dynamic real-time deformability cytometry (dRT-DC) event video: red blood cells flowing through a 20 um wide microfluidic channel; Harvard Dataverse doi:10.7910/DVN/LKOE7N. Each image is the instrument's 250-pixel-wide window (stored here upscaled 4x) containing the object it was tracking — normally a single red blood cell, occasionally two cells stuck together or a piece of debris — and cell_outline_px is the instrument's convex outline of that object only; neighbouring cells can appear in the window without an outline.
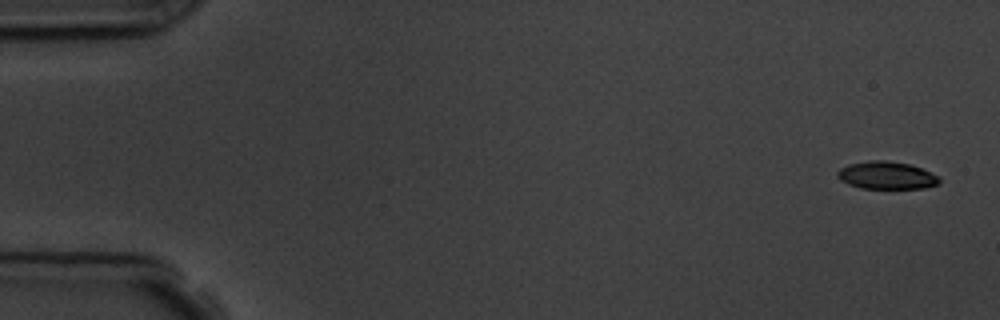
{"species": "common noctule bat (a hibernating species)", "species_latin": "Nyctalus noctula", "temperature_condition": "room temperature", "stored_images_in_passage": 4, "camera_frame_rate_fps": 3000, "um_per_image_px": 0.085, "animal": {"sex": "male", "body_mass_g": 19.5, "forearm_length_mm": 54.6}, "frame": {"image": 1, "passage_image": 1, "time_ms": 0.0, "image_size_px": [1000, 320], "cell_outline_px": [[940, 184], [924, 188], [860, 188], [848, 184], [840, 180], [836, 176], [836, 172], [840, 168], [848, 164], [868, 160], [884, 160], [908, 164], [920, 168], [940, 176]], "centroid_in_image_um": [75.34, 14.9], "position_along_channel_um": 9.7, "area_um2": 16.47}}
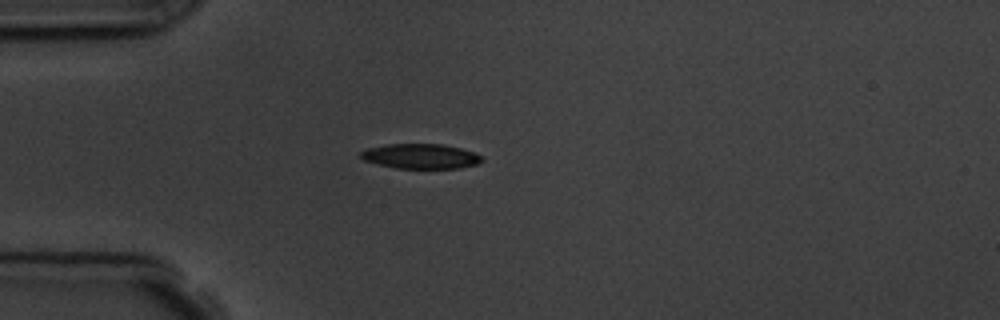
{"frame": {"image": 2, "passage_image": 4, "time_ms": 4.333, "image_size_px": [1000, 320], "cell_outline_px": [[484, 160], [476, 164], [460, 168], [396, 168], [364, 160], [360, 156], [360, 152], [368, 148], [388, 144], [444, 144], [476, 152], [484, 156]], "centroid_in_image_um": [35.82, 13.27], "position_along_channel_um": 49.2, "area_um2": 17.57}}